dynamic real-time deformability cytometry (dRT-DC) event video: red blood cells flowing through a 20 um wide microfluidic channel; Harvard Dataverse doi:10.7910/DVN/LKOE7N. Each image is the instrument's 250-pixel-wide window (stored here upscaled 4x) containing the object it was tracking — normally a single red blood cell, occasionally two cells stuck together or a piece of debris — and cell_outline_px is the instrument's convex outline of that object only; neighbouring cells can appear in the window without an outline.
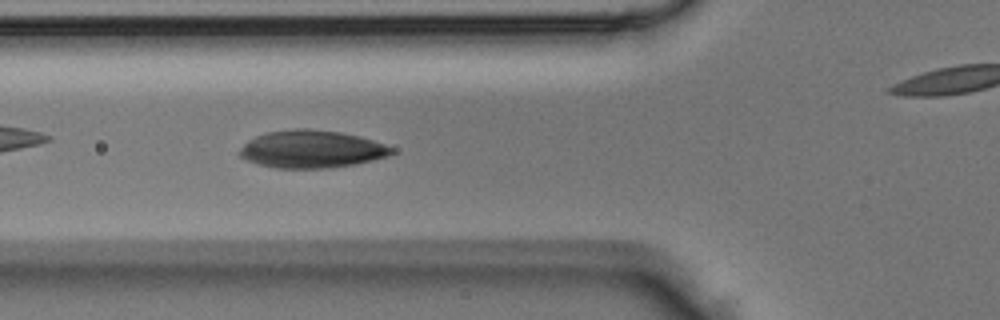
{"species": "Egyptian fruit bat (a non-hibernating species)", "species_latin": "Rousettus aegyptiacus", "temperature_condition": "room temperature", "stored_images_in_passage": 35, "camera_frame_rate_fps": 3000, "um_per_image_px": 0.085, "animal": {"sex": "male"}, "frame": {"image": 1, "passage_image": 10, "time_ms": 3.0, "image_size_px": [1000, 320], "cell_outline_px": [[396, 152], [388, 156], [356, 164], [328, 168], [276, 168], [260, 164], [248, 160], [240, 156], [236, 152], [248, 140], [256, 136], [268, 132], [292, 128], [308, 128], [340, 132], [360, 136], [396, 148]], "centroid_in_image_um": [26.5, 12.67], "position_along_channel_um": 99.3, "area_um2": 33.47}}
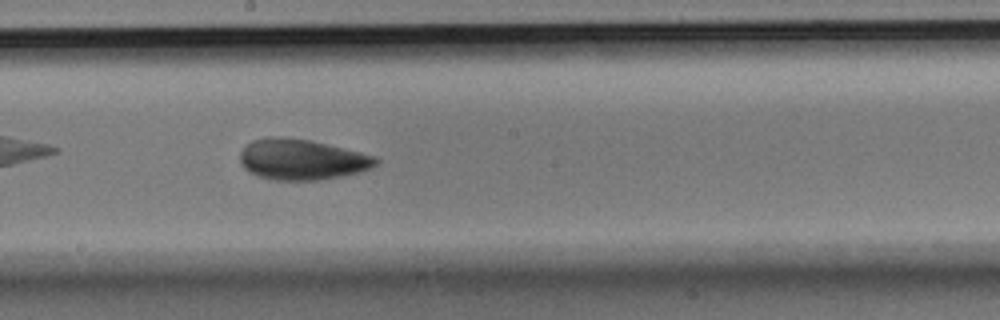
{"frame": {"image": 2, "passage_image": 18, "time_ms": 5.667, "image_size_px": [1000, 320], "cell_outline_px": [[380, 160], [372, 168], [360, 172], [340, 176], [316, 180], [272, 180], [256, 176], [244, 168], [240, 164], [240, 152], [252, 140], [272, 136], [280, 136], [308, 140], [344, 148], [376, 156]], "centroid_in_image_um": [25.64, 13.56], "position_along_channel_um": 222.6, "area_um2": 32.19}}
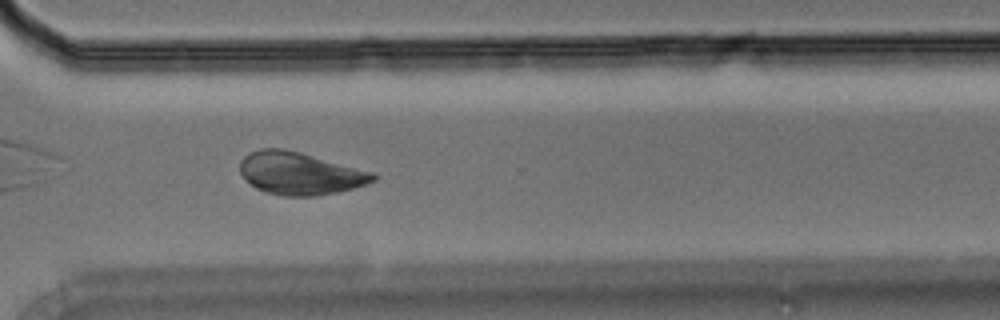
{"frame": {"image": 3, "passage_image": 26, "time_ms": 8.333, "image_size_px": [1000, 320], "cell_outline_px": [[376, 180], [368, 184], [336, 192], [316, 196], [284, 196], [264, 192], [256, 188], [240, 172], [240, 160], [248, 152], [260, 148], [284, 148], [300, 152], [376, 172]], "centroid_in_image_um": [25.51, 14.73], "position_along_channel_um": 345.1, "area_um2": 33.18}}